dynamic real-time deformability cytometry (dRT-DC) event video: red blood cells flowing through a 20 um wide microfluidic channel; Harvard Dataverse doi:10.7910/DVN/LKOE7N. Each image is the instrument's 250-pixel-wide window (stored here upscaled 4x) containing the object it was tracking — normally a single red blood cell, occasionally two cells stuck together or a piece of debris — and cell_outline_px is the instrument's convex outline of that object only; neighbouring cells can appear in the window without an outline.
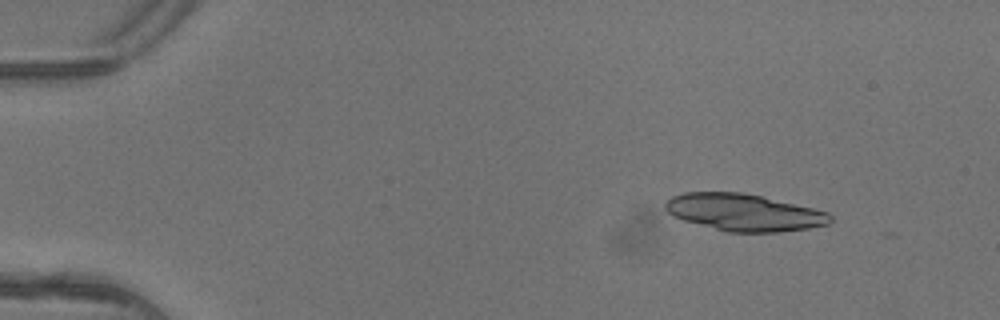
{"species": "common noctule bat (a hibernating species)", "species_latin": "Nyctalus noctula", "temperature_condition": "warm", "stored_images_in_passage": 4, "camera_frame_rate_fps": 3000, "um_per_image_px": 0.085, "animal": {"sex": "female"}, "frame": {"image": 1, "passage_image": 2, "time_ms": 0.333, "image_size_px": [1000, 320], "cell_outline_px": [[832, 220], [828, 224], [808, 228], [780, 232], [728, 232], [684, 220], [672, 216], [664, 208], [664, 204], [672, 196], [684, 192], [744, 192], [812, 208], [828, 212], [832, 216]], "centroid_in_image_um": [63.22, 18.05], "position_along_channel_um": 21.8, "area_um2": 35.43}}